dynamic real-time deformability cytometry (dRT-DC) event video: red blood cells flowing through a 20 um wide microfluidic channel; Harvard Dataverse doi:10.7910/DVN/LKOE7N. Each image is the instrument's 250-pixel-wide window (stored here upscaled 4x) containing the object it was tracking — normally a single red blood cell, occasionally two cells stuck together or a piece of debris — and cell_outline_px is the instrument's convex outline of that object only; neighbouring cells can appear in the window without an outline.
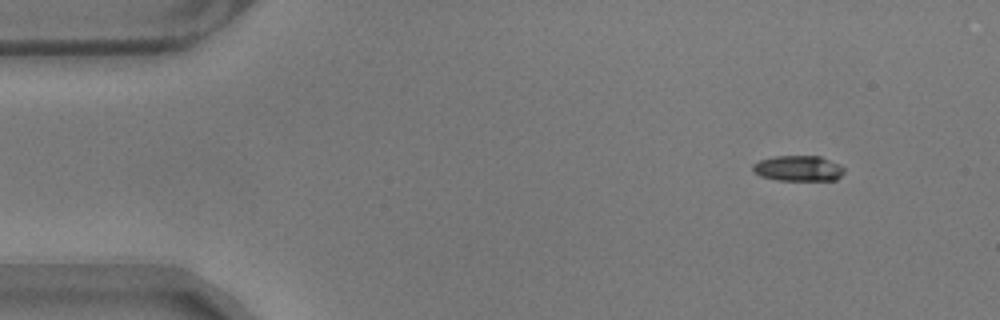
{"species": "common noctule bat (a hibernating species)", "species_latin": "Nyctalus noctula", "temperature_condition": "warm", "stored_images_in_passage": 52, "camera_frame_rate_fps": 3000, "um_per_image_px": 0.085, "animal": {"sex": "male", "body_mass_g": 17.9}, "frame": {"image": 1, "passage_image": 1, "time_ms": 0.0, "image_size_px": [1000, 320], "cell_outline_px": [[844, 172], [836, 180], [776, 180], [760, 176], [752, 172], [752, 164], [760, 160], [776, 156], [820, 156], [840, 164], [844, 168]], "centroid_in_image_um": [67.84, 14.31], "position_along_channel_um": 17.2, "area_um2": 13.7}}
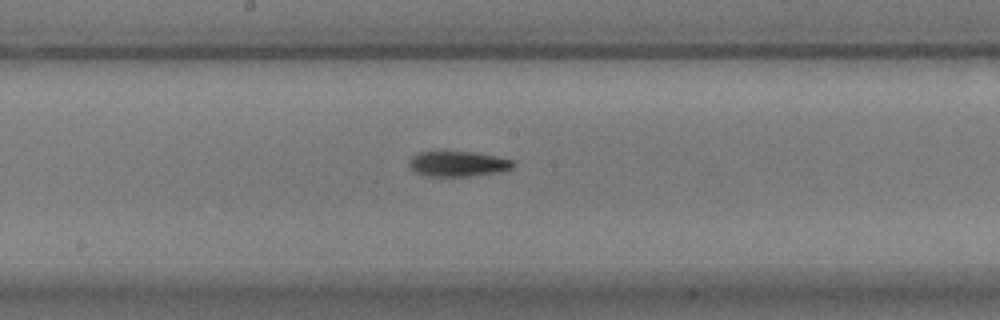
{"frame": {"image": 2, "passage_image": 25, "time_ms": 8.0, "image_size_px": [1000, 320], "cell_outline_px": [[516, 164], [512, 168], [500, 172], [468, 176], [424, 176], [416, 172], [408, 164], [408, 160], [412, 156], [420, 152], [444, 148], [476, 152], [516, 160]], "centroid_in_image_um": [38.92, 13.87], "position_along_channel_um": 209.3, "area_um2": 16.24}}
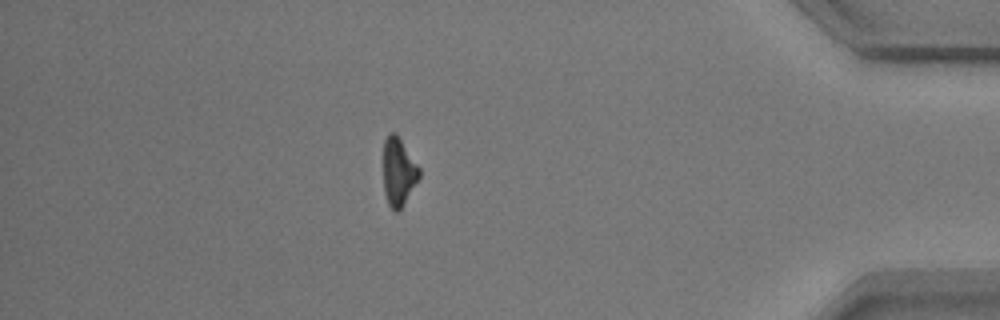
{"frame": {"image": 3, "passage_image": 45, "time_ms": 14.667, "image_size_px": [1000, 320], "cell_outline_px": [[420, 176], [400, 208], [396, 212], [392, 212], [388, 204], [384, 192], [384, 140], [388, 132], [396, 132], [420, 168]], "centroid_in_image_um": [33.86, 14.57], "position_along_channel_um": 401.3, "area_um2": 14.1}, "authors_computed_cell_mechanics": {"area_um2": 14.6523, "velocity_mm_per_s": 3.5313, "shape_relaxation_time_tau1_ms": 3.3544, "shape_relaxation_time_tau2_ms": 9.0306, "deformation_change_tau1": 0.1311, "deformation_change_tau2": 0.2362}}